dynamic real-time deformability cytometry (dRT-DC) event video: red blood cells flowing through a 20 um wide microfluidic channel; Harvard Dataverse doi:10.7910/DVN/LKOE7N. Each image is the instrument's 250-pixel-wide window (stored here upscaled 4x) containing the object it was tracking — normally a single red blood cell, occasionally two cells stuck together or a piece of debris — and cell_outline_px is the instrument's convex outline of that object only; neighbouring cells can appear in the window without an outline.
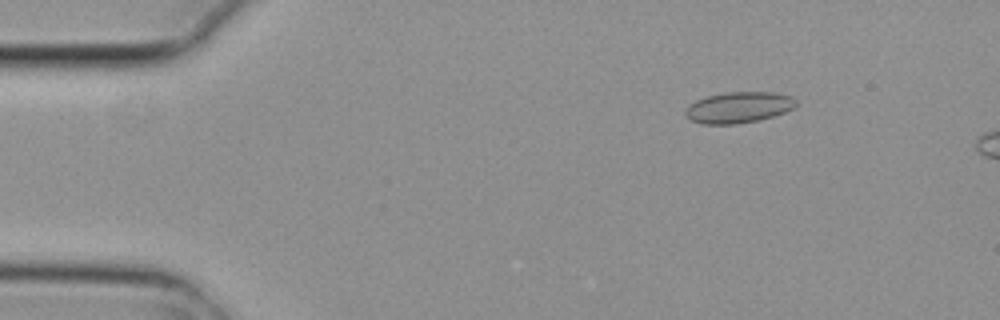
{"species": "common noctule bat (a hibernating species)", "species_latin": "Nyctalus noctula", "temperature_condition": "cold", "stored_images_in_passage": 3, "camera_frame_rate_fps": 3000, "um_per_image_px": 0.085, "animal": {"sex": "female", "body_mass_g": 29.2, "forearm_length_mm": 56.3}, "frame": {"image": 1, "passage_image": 1, "time_ms": 0.0, "image_size_px": [1000, 320], "cell_outline_px": [[796, 104], [792, 108], [784, 112], [772, 116], [756, 120], [736, 124], [704, 124], [692, 120], [684, 112], [684, 108], [688, 104], [696, 100], [708, 96], [724, 92], [776, 92], [792, 96], [796, 100]], "centroid_in_image_um": [62.76, 9.11], "position_along_channel_um": 22.2, "area_um2": 19.94}}